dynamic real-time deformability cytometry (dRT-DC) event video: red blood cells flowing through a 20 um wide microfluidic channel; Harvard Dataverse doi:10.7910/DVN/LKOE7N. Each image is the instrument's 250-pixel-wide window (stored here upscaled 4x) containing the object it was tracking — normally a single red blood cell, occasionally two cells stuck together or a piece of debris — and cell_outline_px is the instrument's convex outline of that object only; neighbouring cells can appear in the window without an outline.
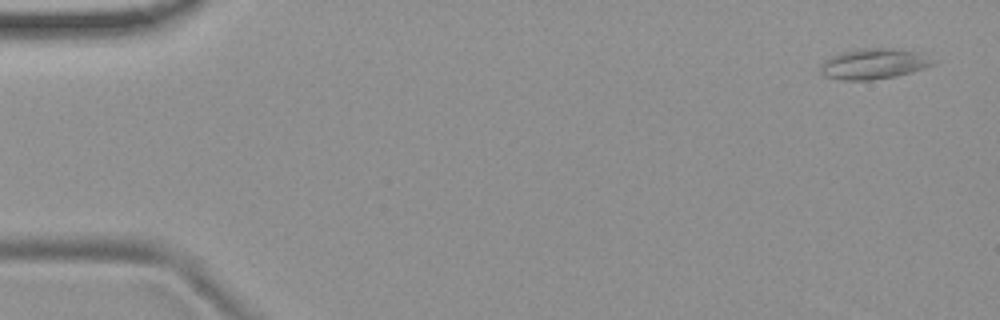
{"species": "common noctule bat (a hibernating species)", "species_latin": "Nyctalus noctula", "temperature_condition": "room temperature", "stored_images_in_passage": 55, "camera_frame_rate_fps": 3000, "um_per_image_px": 0.085, "animal": {"sex": "female", "body_mass_g": 19.9}, "frame": {"image": 1, "passage_image": 3, "time_ms": 0.667, "image_size_px": [1000, 320], "cell_outline_px": [[932, 64], [924, 68], [912, 72], [896, 76], [872, 80], [840, 80], [824, 76], [820, 72], [820, 64], [824, 60], [832, 56], [844, 52], [860, 48], [892, 48], [920, 52], [932, 60]], "centroid_in_image_um": [74.22, 5.43], "position_along_channel_um": 10.8, "area_um2": 19.94}}
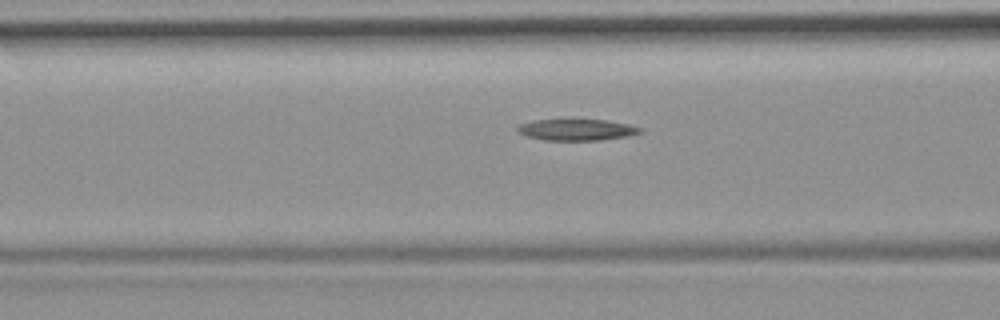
{"frame": {"image": 2, "passage_image": 22, "time_ms": 7.0, "image_size_px": [1000, 320], "cell_outline_px": [[644, 132], [628, 136], [600, 140], [544, 140], [528, 136], [516, 132], [516, 128], [520, 124], [532, 120], [608, 120], [628, 124], [644, 128]], "centroid_in_image_um": [49.05, 11.03], "position_along_channel_um": 117.5, "area_um2": 15.32}}
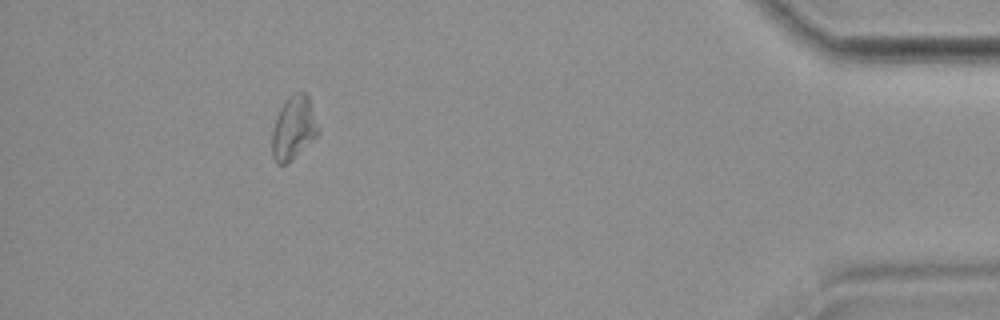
{"frame": {"image": 3, "passage_image": 50, "time_ms": 16.333, "image_size_px": [1000, 320], "cell_outline_px": [[320, 132], [292, 160], [284, 164], [276, 164], [272, 156], [272, 132], [280, 108], [288, 96], [292, 92], [304, 92], [308, 96]], "centroid_in_image_um": [24.94, 10.88], "position_along_channel_um": 410.3, "area_um2": 16.88}, "authors_computed_cell_mechanics": {"area_um2": 16.762, "velocity_mm_per_s": 3.7354, "shape_relaxation_time_tau1_ms": null, "shape_relaxation_time_tau2_ms": 6.6498, "deformation_change_tau1": null, "deformation_change_tau2": 0.1856}}